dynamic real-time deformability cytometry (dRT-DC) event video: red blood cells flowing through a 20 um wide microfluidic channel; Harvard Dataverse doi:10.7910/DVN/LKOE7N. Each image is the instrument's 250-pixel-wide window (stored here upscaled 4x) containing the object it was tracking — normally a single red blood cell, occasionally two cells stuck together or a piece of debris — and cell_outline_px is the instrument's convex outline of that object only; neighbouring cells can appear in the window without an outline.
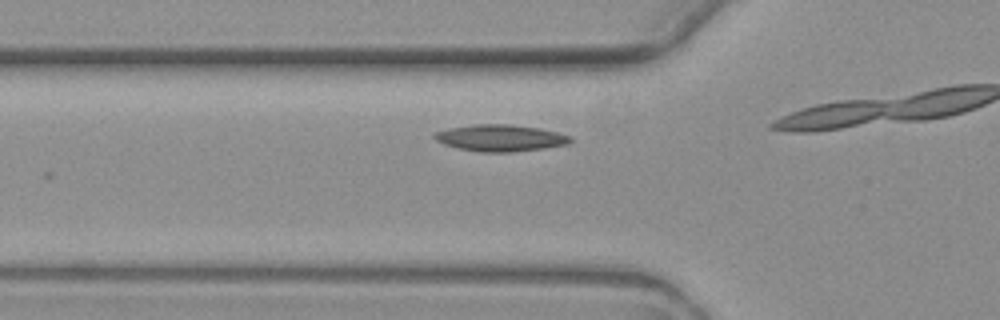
{"species": "common noctule bat (a hibernating species)", "species_latin": "Nyctalus noctula", "temperature_condition": "warm", "stored_images_in_passage": 8, "segment_of_instrument_passage": [1, 2], "camera_frame_rate_fps": 3000, "um_per_image_px": 0.085, "animal": {"sex": "female", "body_mass_g": 19.3, "forearm_length_mm": 54.1}, "frame": {"image": 1, "passage_image": 3, "time_ms": 2.667, "image_size_px": [1000, 320], "cell_outline_px": [[572, 140], [568, 144], [544, 148], [512, 152], [480, 152], [456, 148], [444, 144], [436, 140], [432, 136], [436, 132], [448, 128], [476, 124], [512, 124], [540, 128], [572, 136]], "centroid_in_image_um": [42.53, 11.72], "position_along_channel_um": 83.3, "area_um2": 21.21}}
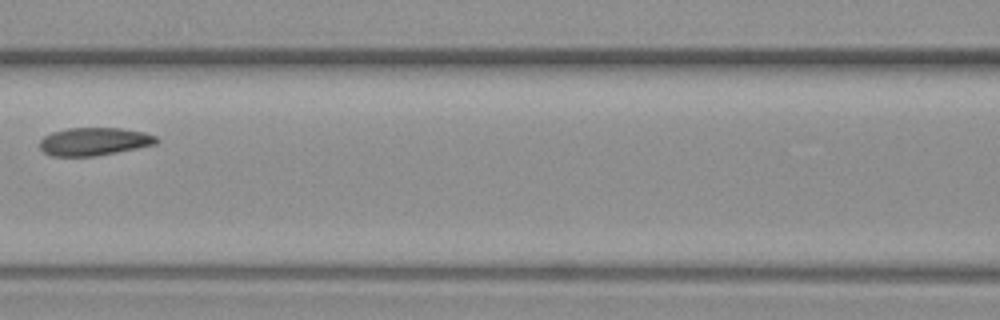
{"frame": {"image": 2, "passage_image": 6, "time_ms": 6.333, "image_size_px": [1000, 320], "cell_outline_px": [[160, 140], [156, 144], [96, 156], [52, 156], [44, 152], [40, 148], [40, 140], [44, 136], [52, 132], [68, 128], [120, 128], [144, 132], [156, 136]], "centroid_in_image_um": [8.0, 12.02], "position_along_channel_um": 158.6, "area_um2": 18.96}}
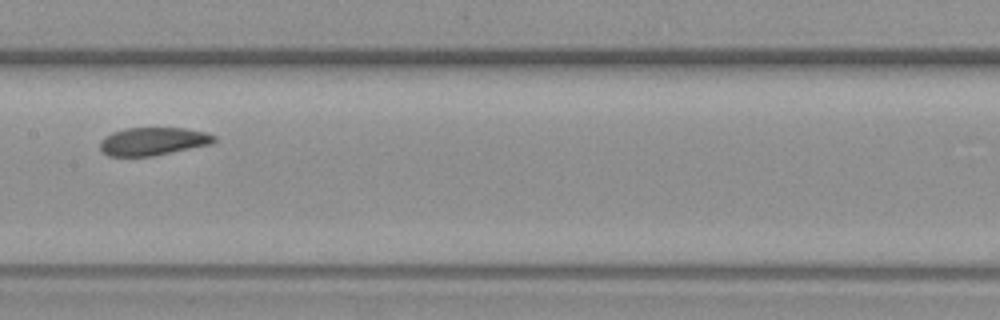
{"frame": {"image": 3, "passage_image": 7, "time_ms": 7.333, "image_size_px": [1000, 320], "cell_outline_px": [[216, 140], [212, 144], [152, 156], [108, 156], [100, 152], [100, 140], [104, 136], [112, 132], [128, 128], [184, 128], [204, 132], [216, 136]], "centroid_in_image_um": [12.97, 12.02], "position_along_channel_um": 194.4, "area_um2": 18.67}}